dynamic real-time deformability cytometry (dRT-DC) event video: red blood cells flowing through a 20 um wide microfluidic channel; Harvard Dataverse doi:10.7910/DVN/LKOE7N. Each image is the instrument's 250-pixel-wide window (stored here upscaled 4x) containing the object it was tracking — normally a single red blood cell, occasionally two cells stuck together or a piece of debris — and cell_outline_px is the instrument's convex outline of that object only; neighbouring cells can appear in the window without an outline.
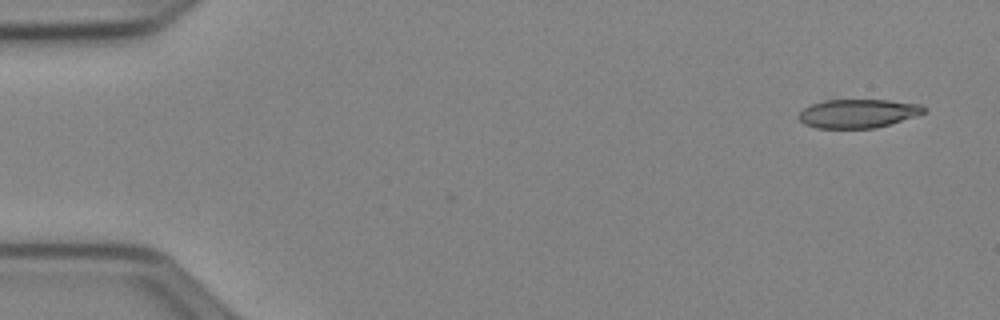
{"species": "Egyptian fruit bat (a non-hibernating species)", "species_latin": "Rousettus aegyptiacus", "temperature_condition": "cold", "stored_images_in_passage": 3, "camera_frame_rate_fps": 3000, "um_per_image_px": 0.085, "animal": {"sex": "female"}, "frame": {"image": 1, "passage_image": 1, "time_ms": 0.0, "image_size_px": [1000, 320], "cell_outline_px": [[928, 112], [876, 128], [816, 128], [804, 124], [800, 120], [800, 112], [804, 108], [812, 104], [824, 100], [888, 100], [920, 104], [928, 108]], "centroid_in_image_um": [72.97, 9.64], "position_along_channel_um": 12.0, "area_um2": 20.92}}